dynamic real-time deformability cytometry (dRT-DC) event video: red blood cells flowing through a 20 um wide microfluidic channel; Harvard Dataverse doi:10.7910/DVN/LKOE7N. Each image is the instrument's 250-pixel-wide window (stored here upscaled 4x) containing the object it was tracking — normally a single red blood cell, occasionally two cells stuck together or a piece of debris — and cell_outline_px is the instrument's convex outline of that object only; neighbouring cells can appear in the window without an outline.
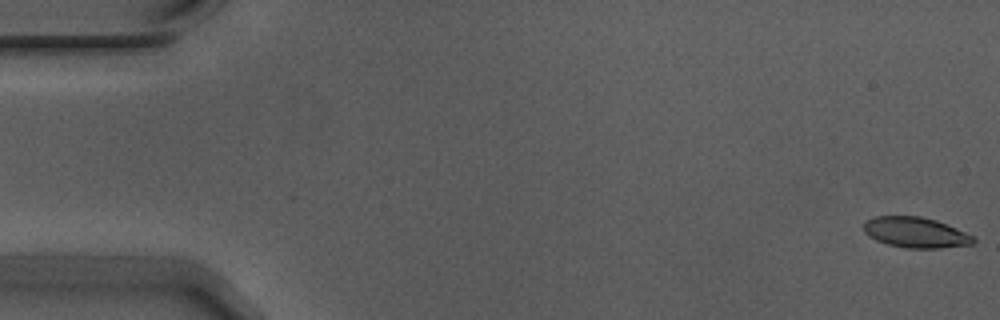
{"species": "Egyptian fruit bat (a non-hibernating species)", "species_latin": "Rousettus aegyptiacus", "temperature_condition": "warm", "stored_images_in_passage": 56, "camera_frame_rate_fps": 3000, "um_per_image_px": 0.085, "animal": {"sex": "male"}, "frame": {"image": 1, "passage_image": 1, "time_ms": 0.0, "image_size_px": [1000, 320], "cell_outline_px": [[976, 240], [972, 244], [940, 248], [904, 248], [888, 244], [876, 240], [868, 236], [864, 232], [864, 220], [872, 216], [920, 216], [936, 220], [956, 228], [972, 236]], "centroid_in_image_um": [77.77, 19.75], "position_along_channel_um": 7.2, "area_um2": 19.54}}
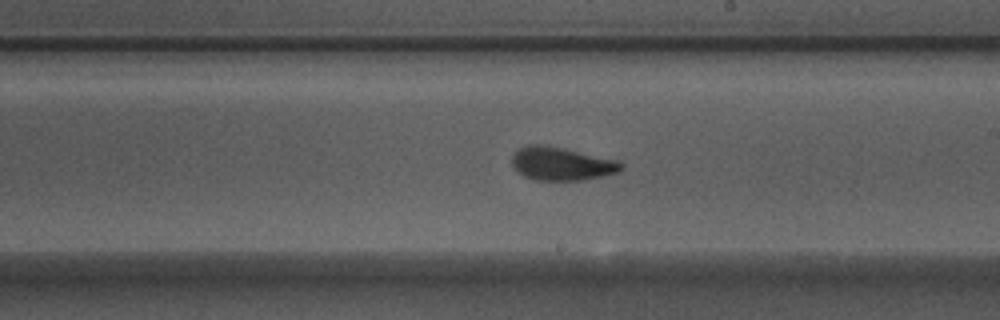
{"frame": {"image": 2, "passage_image": 32, "time_ms": 10.333, "image_size_px": [1000, 320], "cell_outline_px": [[624, 168], [620, 172], [584, 180], [532, 180], [524, 176], [512, 164], [512, 156], [520, 148], [528, 144], [540, 144], [564, 148], [616, 160], [624, 164]], "centroid_in_image_um": [47.75, 13.92], "position_along_channel_um": 241.2, "area_um2": 21.1}}
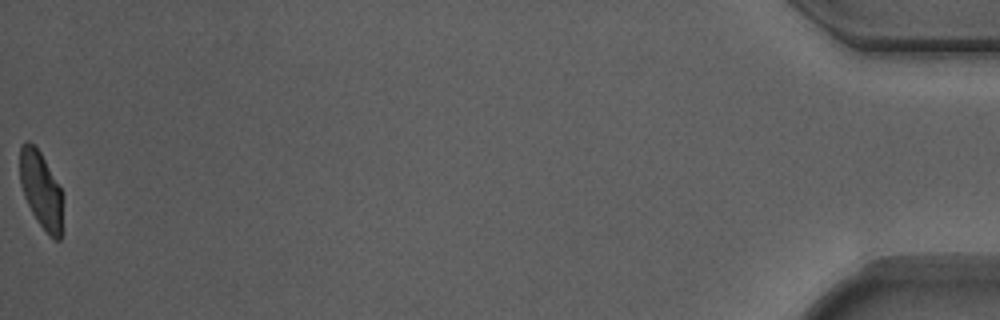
{"frame": {"image": 3, "passage_image": 56, "time_ms": 18.333, "image_size_px": [1000, 320], "cell_outline_px": [[60, 240], [56, 240], [48, 236], [36, 220], [24, 196], [20, 184], [20, 144], [24, 140], [28, 140], [40, 152], [60, 188]], "centroid_in_image_um": [3.42, 16.11], "position_along_channel_um": 431.8, "area_um2": 18.61}, "authors_computed_cell_mechanics": {"area_um2": 20.6924, "velocity_mm_per_s": 3.7055, "shape_relaxation_time_tau1_ms": 3.8879, "shape_relaxation_time_tau2_ms": 1.1908, "deformation_change_tau1": 0.1453, "deformation_change_tau2": 0.0611}}